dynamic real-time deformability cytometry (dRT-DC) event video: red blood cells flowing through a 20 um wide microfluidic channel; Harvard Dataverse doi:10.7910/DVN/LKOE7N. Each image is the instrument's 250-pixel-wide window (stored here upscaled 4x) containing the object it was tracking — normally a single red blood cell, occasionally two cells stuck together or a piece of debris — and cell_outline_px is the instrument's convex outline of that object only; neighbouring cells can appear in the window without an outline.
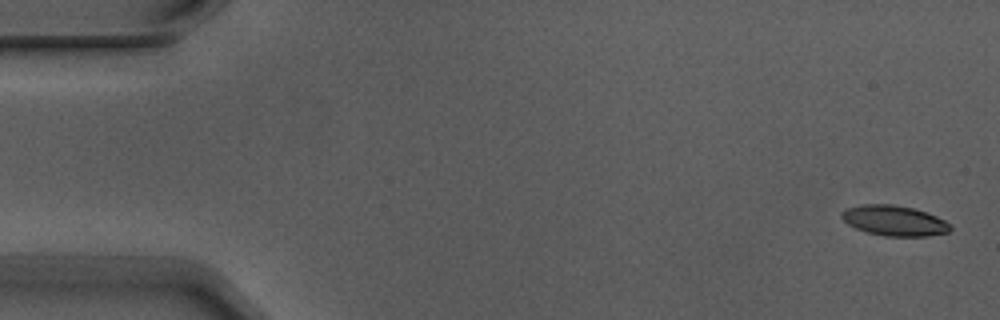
{"species": "Egyptian fruit bat (a non-hibernating species)", "species_latin": "Rousettus aegyptiacus", "temperature_condition": "warm", "stored_images_in_passage": 6, "segment_of_instrument_passage": [1, 2], "camera_frame_rate_fps": 3000, "um_per_image_px": 0.085, "animal": {"sex": "male"}, "frame": {"image": 1, "passage_image": 1, "time_ms": 0.0, "image_size_px": [1000, 320], "cell_outline_px": [[952, 228], [948, 232], [928, 236], [884, 236], [868, 232], [856, 228], [848, 224], [840, 216], [840, 212], [848, 208], [860, 204], [892, 204], [912, 208], [936, 216], [952, 224]], "centroid_in_image_um": [76.01, 18.75], "position_along_channel_um": 9.0, "area_um2": 19.13}}